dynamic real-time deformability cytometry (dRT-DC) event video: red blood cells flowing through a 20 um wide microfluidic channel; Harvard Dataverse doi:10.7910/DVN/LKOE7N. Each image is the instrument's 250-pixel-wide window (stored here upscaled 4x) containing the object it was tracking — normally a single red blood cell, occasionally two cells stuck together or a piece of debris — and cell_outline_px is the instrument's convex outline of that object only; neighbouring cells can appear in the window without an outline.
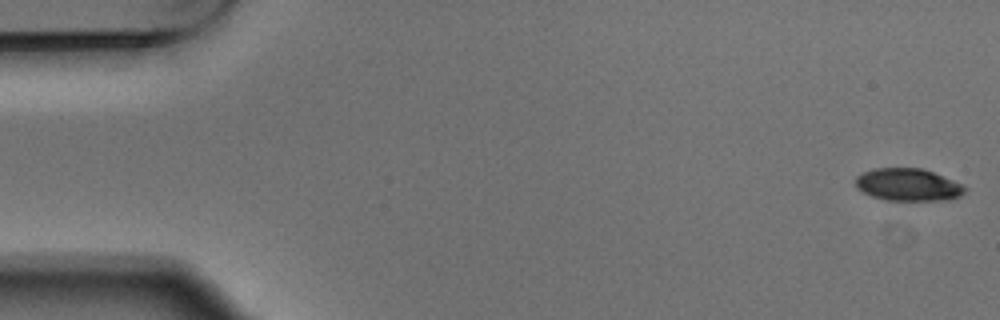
{"species": "Egyptian fruit bat (a non-hibernating species)", "species_latin": "Rousettus aegyptiacus", "temperature_condition": "warm", "stored_images_in_passage": 5, "segment_of_instrument_passage": [1, 2], "camera_frame_rate_fps": 3000, "um_per_image_px": 0.085, "animal": {"sex": "male"}, "frame": {"image": 1, "passage_image": 1, "time_ms": 0.0, "image_size_px": [1000, 320], "cell_outline_px": [[968, 188], [960, 196], [948, 200], [884, 200], [872, 196], [856, 188], [856, 176], [872, 168], [924, 168], [952, 180]], "centroid_in_image_um": [77.17, 15.7], "position_along_channel_um": 7.8, "area_um2": 20.63}}